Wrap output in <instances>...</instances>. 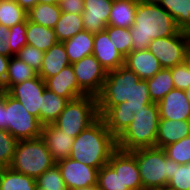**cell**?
I'll return each mask as SVG.
<instances>
[{"label":"cell","instance_id":"7bdbcfd3","mask_svg":"<svg viewBox=\"0 0 190 190\" xmlns=\"http://www.w3.org/2000/svg\"><path fill=\"white\" fill-rule=\"evenodd\" d=\"M61 12L81 15L84 11V0H60Z\"/></svg>","mask_w":190,"mask_h":190},{"label":"cell","instance_id":"52a82bcc","mask_svg":"<svg viewBox=\"0 0 190 190\" xmlns=\"http://www.w3.org/2000/svg\"><path fill=\"white\" fill-rule=\"evenodd\" d=\"M99 118L97 97L86 95L69 101L53 124L76 138Z\"/></svg>","mask_w":190,"mask_h":190},{"label":"cell","instance_id":"ab89813d","mask_svg":"<svg viewBox=\"0 0 190 190\" xmlns=\"http://www.w3.org/2000/svg\"><path fill=\"white\" fill-rule=\"evenodd\" d=\"M44 54V51L27 44L21 48L16 57L30 66L36 73H39L41 70Z\"/></svg>","mask_w":190,"mask_h":190},{"label":"cell","instance_id":"4dcf8cb0","mask_svg":"<svg viewBox=\"0 0 190 190\" xmlns=\"http://www.w3.org/2000/svg\"><path fill=\"white\" fill-rule=\"evenodd\" d=\"M108 130L118 138L134 119V113L128 109L111 108L101 117Z\"/></svg>","mask_w":190,"mask_h":190},{"label":"cell","instance_id":"9a60e30c","mask_svg":"<svg viewBox=\"0 0 190 190\" xmlns=\"http://www.w3.org/2000/svg\"><path fill=\"white\" fill-rule=\"evenodd\" d=\"M92 54L107 72L116 70L125 63V57L114 47L106 30L94 33Z\"/></svg>","mask_w":190,"mask_h":190},{"label":"cell","instance_id":"ba28073f","mask_svg":"<svg viewBox=\"0 0 190 190\" xmlns=\"http://www.w3.org/2000/svg\"><path fill=\"white\" fill-rule=\"evenodd\" d=\"M43 124L25 107L10 96H5V130L19 140L41 137Z\"/></svg>","mask_w":190,"mask_h":190},{"label":"cell","instance_id":"30bf717a","mask_svg":"<svg viewBox=\"0 0 190 190\" xmlns=\"http://www.w3.org/2000/svg\"><path fill=\"white\" fill-rule=\"evenodd\" d=\"M71 65L73 66L79 88L86 95L97 97L106 80L107 71L93 54L85 56Z\"/></svg>","mask_w":190,"mask_h":190},{"label":"cell","instance_id":"83f0119b","mask_svg":"<svg viewBox=\"0 0 190 190\" xmlns=\"http://www.w3.org/2000/svg\"><path fill=\"white\" fill-rule=\"evenodd\" d=\"M81 31H84L81 15L61 12L59 21L54 27L58 42L63 43Z\"/></svg>","mask_w":190,"mask_h":190},{"label":"cell","instance_id":"db71d44e","mask_svg":"<svg viewBox=\"0 0 190 190\" xmlns=\"http://www.w3.org/2000/svg\"><path fill=\"white\" fill-rule=\"evenodd\" d=\"M34 190H46V189H44V188L40 187L38 184H36Z\"/></svg>","mask_w":190,"mask_h":190},{"label":"cell","instance_id":"681fc988","mask_svg":"<svg viewBox=\"0 0 190 190\" xmlns=\"http://www.w3.org/2000/svg\"><path fill=\"white\" fill-rule=\"evenodd\" d=\"M60 0H38V3L59 4Z\"/></svg>","mask_w":190,"mask_h":190},{"label":"cell","instance_id":"f1b7e54d","mask_svg":"<svg viewBox=\"0 0 190 190\" xmlns=\"http://www.w3.org/2000/svg\"><path fill=\"white\" fill-rule=\"evenodd\" d=\"M175 20L176 25L190 32V0H155Z\"/></svg>","mask_w":190,"mask_h":190},{"label":"cell","instance_id":"4fadbf2b","mask_svg":"<svg viewBox=\"0 0 190 190\" xmlns=\"http://www.w3.org/2000/svg\"><path fill=\"white\" fill-rule=\"evenodd\" d=\"M45 88V81L37 75L12 86L8 90V94L19 101L30 114L40 120V107Z\"/></svg>","mask_w":190,"mask_h":190},{"label":"cell","instance_id":"f546056e","mask_svg":"<svg viewBox=\"0 0 190 190\" xmlns=\"http://www.w3.org/2000/svg\"><path fill=\"white\" fill-rule=\"evenodd\" d=\"M148 84L150 99L153 103H158L163 97L174 89L171 68H162L152 78L146 79Z\"/></svg>","mask_w":190,"mask_h":190},{"label":"cell","instance_id":"d6986e66","mask_svg":"<svg viewBox=\"0 0 190 190\" xmlns=\"http://www.w3.org/2000/svg\"><path fill=\"white\" fill-rule=\"evenodd\" d=\"M124 66L141 80L152 78L162 69L159 60L148 49L129 53L125 57Z\"/></svg>","mask_w":190,"mask_h":190},{"label":"cell","instance_id":"e0dca14e","mask_svg":"<svg viewBox=\"0 0 190 190\" xmlns=\"http://www.w3.org/2000/svg\"><path fill=\"white\" fill-rule=\"evenodd\" d=\"M45 83L47 89L60 97L67 98L69 101L86 96V94L79 88L71 64L63 68L57 75L48 78Z\"/></svg>","mask_w":190,"mask_h":190},{"label":"cell","instance_id":"f907efd6","mask_svg":"<svg viewBox=\"0 0 190 190\" xmlns=\"http://www.w3.org/2000/svg\"><path fill=\"white\" fill-rule=\"evenodd\" d=\"M186 62L189 64L190 66V45L188 47V50H187V54H186Z\"/></svg>","mask_w":190,"mask_h":190},{"label":"cell","instance_id":"2e32d148","mask_svg":"<svg viewBox=\"0 0 190 190\" xmlns=\"http://www.w3.org/2000/svg\"><path fill=\"white\" fill-rule=\"evenodd\" d=\"M157 105L160 119L190 120V103L184 90L172 89Z\"/></svg>","mask_w":190,"mask_h":190},{"label":"cell","instance_id":"7a4b0ae2","mask_svg":"<svg viewBox=\"0 0 190 190\" xmlns=\"http://www.w3.org/2000/svg\"><path fill=\"white\" fill-rule=\"evenodd\" d=\"M129 30L132 51H141L148 49L153 39L176 35L181 29L155 0H139L134 23Z\"/></svg>","mask_w":190,"mask_h":190},{"label":"cell","instance_id":"5b68a950","mask_svg":"<svg viewBox=\"0 0 190 190\" xmlns=\"http://www.w3.org/2000/svg\"><path fill=\"white\" fill-rule=\"evenodd\" d=\"M136 158L144 190H165L172 178L174 161L163 148L148 147L130 151Z\"/></svg>","mask_w":190,"mask_h":190},{"label":"cell","instance_id":"3957f363","mask_svg":"<svg viewBox=\"0 0 190 190\" xmlns=\"http://www.w3.org/2000/svg\"><path fill=\"white\" fill-rule=\"evenodd\" d=\"M117 149V138L99 117L74 138L69 158L100 169Z\"/></svg>","mask_w":190,"mask_h":190},{"label":"cell","instance_id":"5bb4252c","mask_svg":"<svg viewBox=\"0 0 190 190\" xmlns=\"http://www.w3.org/2000/svg\"><path fill=\"white\" fill-rule=\"evenodd\" d=\"M113 0H84L83 19L84 30L98 33L106 29Z\"/></svg>","mask_w":190,"mask_h":190},{"label":"cell","instance_id":"f5cc1de1","mask_svg":"<svg viewBox=\"0 0 190 190\" xmlns=\"http://www.w3.org/2000/svg\"><path fill=\"white\" fill-rule=\"evenodd\" d=\"M185 94H186V97L190 103V87L188 89L185 90Z\"/></svg>","mask_w":190,"mask_h":190},{"label":"cell","instance_id":"74e56055","mask_svg":"<svg viewBox=\"0 0 190 190\" xmlns=\"http://www.w3.org/2000/svg\"><path fill=\"white\" fill-rule=\"evenodd\" d=\"M36 182L46 190H68L57 164L43 172Z\"/></svg>","mask_w":190,"mask_h":190},{"label":"cell","instance_id":"816d5d0a","mask_svg":"<svg viewBox=\"0 0 190 190\" xmlns=\"http://www.w3.org/2000/svg\"><path fill=\"white\" fill-rule=\"evenodd\" d=\"M72 190H97V186L87 187V188H77Z\"/></svg>","mask_w":190,"mask_h":190},{"label":"cell","instance_id":"d4e9b609","mask_svg":"<svg viewBox=\"0 0 190 190\" xmlns=\"http://www.w3.org/2000/svg\"><path fill=\"white\" fill-rule=\"evenodd\" d=\"M69 102L67 98L60 97L45 88L40 107V122L43 125L53 123Z\"/></svg>","mask_w":190,"mask_h":190},{"label":"cell","instance_id":"d6a6232c","mask_svg":"<svg viewBox=\"0 0 190 190\" xmlns=\"http://www.w3.org/2000/svg\"><path fill=\"white\" fill-rule=\"evenodd\" d=\"M26 18L27 12L15 0L0 1V24L10 29Z\"/></svg>","mask_w":190,"mask_h":190},{"label":"cell","instance_id":"e575fe53","mask_svg":"<svg viewBox=\"0 0 190 190\" xmlns=\"http://www.w3.org/2000/svg\"><path fill=\"white\" fill-rule=\"evenodd\" d=\"M163 149L166 156L176 163H190V135L175 143L165 146Z\"/></svg>","mask_w":190,"mask_h":190},{"label":"cell","instance_id":"bcb514c9","mask_svg":"<svg viewBox=\"0 0 190 190\" xmlns=\"http://www.w3.org/2000/svg\"><path fill=\"white\" fill-rule=\"evenodd\" d=\"M26 12L33 8L38 0H15Z\"/></svg>","mask_w":190,"mask_h":190},{"label":"cell","instance_id":"7402d4cb","mask_svg":"<svg viewBox=\"0 0 190 190\" xmlns=\"http://www.w3.org/2000/svg\"><path fill=\"white\" fill-rule=\"evenodd\" d=\"M70 64L91 55L94 49V33L81 31L63 42Z\"/></svg>","mask_w":190,"mask_h":190},{"label":"cell","instance_id":"9c48e42d","mask_svg":"<svg viewBox=\"0 0 190 190\" xmlns=\"http://www.w3.org/2000/svg\"><path fill=\"white\" fill-rule=\"evenodd\" d=\"M190 45V32L180 30L176 35L153 39L148 50L160 62L162 68H173L186 61Z\"/></svg>","mask_w":190,"mask_h":190},{"label":"cell","instance_id":"4316f807","mask_svg":"<svg viewBox=\"0 0 190 190\" xmlns=\"http://www.w3.org/2000/svg\"><path fill=\"white\" fill-rule=\"evenodd\" d=\"M36 179L11 167L0 169V190H34Z\"/></svg>","mask_w":190,"mask_h":190},{"label":"cell","instance_id":"8fae6325","mask_svg":"<svg viewBox=\"0 0 190 190\" xmlns=\"http://www.w3.org/2000/svg\"><path fill=\"white\" fill-rule=\"evenodd\" d=\"M56 164L68 190L97 186L99 169L71 158L58 161Z\"/></svg>","mask_w":190,"mask_h":190},{"label":"cell","instance_id":"836d02e7","mask_svg":"<svg viewBox=\"0 0 190 190\" xmlns=\"http://www.w3.org/2000/svg\"><path fill=\"white\" fill-rule=\"evenodd\" d=\"M107 34L114 47L124 57L132 52V38L129 28H120L115 26L107 25Z\"/></svg>","mask_w":190,"mask_h":190},{"label":"cell","instance_id":"8992f818","mask_svg":"<svg viewBox=\"0 0 190 190\" xmlns=\"http://www.w3.org/2000/svg\"><path fill=\"white\" fill-rule=\"evenodd\" d=\"M56 164L44 140H19L10 167L17 172L37 179Z\"/></svg>","mask_w":190,"mask_h":190},{"label":"cell","instance_id":"b9f144b4","mask_svg":"<svg viewBox=\"0 0 190 190\" xmlns=\"http://www.w3.org/2000/svg\"><path fill=\"white\" fill-rule=\"evenodd\" d=\"M174 87L180 90H186L190 87V66L185 61L171 68Z\"/></svg>","mask_w":190,"mask_h":190},{"label":"cell","instance_id":"f6af8a7d","mask_svg":"<svg viewBox=\"0 0 190 190\" xmlns=\"http://www.w3.org/2000/svg\"><path fill=\"white\" fill-rule=\"evenodd\" d=\"M10 57L0 55V83L4 84L7 77L8 63Z\"/></svg>","mask_w":190,"mask_h":190},{"label":"cell","instance_id":"7dc6e473","mask_svg":"<svg viewBox=\"0 0 190 190\" xmlns=\"http://www.w3.org/2000/svg\"><path fill=\"white\" fill-rule=\"evenodd\" d=\"M0 130H5V99L0 104Z\"/></svg>","mask_w":190,"mask_h":190},{"label":"cell","instance_id":"7c38bea8","mask_svg":"<svg viewBox=\"0 0 190 190\" xmlns=\"http://www.w3.org/2000/svg\"><path fill=\"white\" fill-rule=\"evenodd\" d=\"M108 164L119 174L121 190L143 189L136 158L130 151L117 148L112 153Z\"/></svg>","mask_w":190,"mask_h":190},{"label":"cell","instance_id":"1f68e13d","mask_svg":"<svg viewBox=\"0 0 190 190\" xmlns=\"http://www.w3.org/2000/svg\"><path fill=\"white\" fill-rule=\"evenodd\" d=\"M38 75L30 66L16 56H12L8 63L7 77L4 86L8 91L12 86L20 84Z\"/></svg>","mask_w":190,"mask_h":190},{"label":"cell","instance_id":"603a6c76","mask_svg":"<svg viewBox=\"0 0 190 190\" xmlns=\"http://www.w3.org/2000/svg\"><path fill=\"white\" fill-rule=\"evenodd\" d=\"M139 0H113L108 25L131 28Z\"/></svg>","mask_w":190,"mask_h":190},{"label":"cell","instance_id":"ffe728a7","mask_svg":"<svg viewBox=\"0 0 190 190\" xmlns=\"http://www.w3.org/2000/svg\"><path fill=\"white\" fill-rule=\"evenodd\" d=\"M190 135V120L160 119L156 146L164 148Z\"/></svg>","mask_w":190,"mask_h":190},{"label":"cell","instance_id":"8d00e7d4","mask_svg":"<svg viewBox=\"0 0 190 190\" xmlns=\"http://www.w3.org/2000/svg\"><path fill=\"white\" fill-rule=\"evenodd\" d=\"M165 190H190V163L178 164L174 161L172 178Z\"/></svg>","mask_w":190,"mask_h":190},{"label":"cell","instance_id":"ee69618b","mask_svg":"<svg viewBox=\"0 0 190 190\" xmlns=\"http://www.w3.org/2000/svg\"><path fill=\"white\" fill-rule=\"evenodd\" d=\"M9 28L0 24V55L11 58V48L9 42Z\"/></svg>","mask_w":190,"mask_h":190},{"label":"cell","instance_id":"44dd1931","mask_svg":"<svg viewBox=\"0 0 190 190\" xmlns=\"http://www.w3.org/2000/svg\"><path fill=\"white\" fill-rule=\"evenodd\" d=\"M68 65H70V62L64 44L58 42L45 52L38 75L46 81L48 78L57 75Z\"/></svg>","mask_w":190,"mask_h":190},{"label":"cell","instance_id":"6da1fadb","mask_svg":"<svg viewBox=\"0 0 190 190\" xmlns=\"http://www.w3.org/2000/svg\"><path fill=\"white\" fill-rule=\"evenodd\" d=\"M151 103L146 80H141L126 66L107 72L102 90L97 96L99 117L111 108L128 109L137 114Z\"/></svg>","mask_w":190,"mask_h":190},{"label":"cell","instance_id":"f35d334b","mask_svg":"<svg viewBox=\"0 0 190 190\" xmlns=\"http://www.w3.org/2000/svg\"><path fill=\"white\" fill-rule=\"evenodd\" d=\"M97 190H121L120 176L108 163L98 171Z\"/></svg>","mask_w":190,"mask_h":190},{"label":"cell","instance_id":"c3c4849f","mask_svg":"<svg viewBox=\"0 0 190 190\" xmlns=\"http://www.w3.org/2000/svg\"><path fill=\"white\" fill-rule=\"evenodd\" d=\"M7 93L8 91L6 90L4 84L0 83V104L4 101Z\"/></svg>","mask_w":190,"mask_h":190},{"label":"cell","instance_id":"cb8c5ba5","mask_svg":"<svg viewBox=\"0 0 190 190\" xmlns=\"http://www.w3.org/2000/svg\"><path fill=\"white\" fill-rule=\"evenodd\" d=\"M27 44L46 52L58 43L54 29L33 23L27 19L26 24Z\"/></svg>","mask_w":190,"mask_h":190},{"label":"cell","instance_id":"277c9868","mask_svg":"<svg viewBox=\"0 0 190 190\" xmlns=\"http://www.w3.org/2000/svg\"><path fill=\"white\" fill-rule=\"evenodd\" d=\"M160 115L157 103H151L134 114V119L117 138V148L133 151L156 146Z\"/></svg>","mask_w":190,"mask_h":190},{"label":"cell","instance_id":"484cf974","mask_svg":"<svg viewBox=\"0 0 190 190\" xmlns=\"http://www.w3.org/2000/svg\"><path fill=\"white\" fill-rule=\"evenodd\" d=\"M60 15L59 4L37 3L27 12V19L33 23L54 29Z\"/></svg>","mask_w":190,"mask_h":190},{"label":"cell","instance_id":"ac0fdd59","mask_svg":"<svg viewBox=\"0 0 190 190\" xmlns=\"http://www.w3.org/2000/svg\"><path fill=\"white\" fill-rule=\"evenodd\" d=\"M41 138L49 149L54 161L69 158L74 138L57 128L53 123L43 125Z\"/></svg>","mask_w":190,"mask_h":190},{"label":"cell","instance_id":"60d3db41","mask_svg":"<svg viewBox=\"0 0 190 190\" xmlns=\"http://www.w3.org/2000/svg\"><path fill=\"white\" fill-rule=\"evenodd\" d=\"M26 24H27V18L23 22L18 23L9 29L11 57L16 56L21 50V48L27 45Z\"/></svg>","mask_w":190,"mask_h":190},{"label":"cell","instance_id":"d590c367","mask_svg":"<svg viewBox=\"0 0 190 190\" xmlns=\"http://www.w3.org/2000/svg\"><path fill=\"white\" fill-rule=\"evenodd\" d=\"M18 140L7 130H0V169L10 167Z\"/></svg>","mask_w":190,"mask_h":190}]
</instances>
